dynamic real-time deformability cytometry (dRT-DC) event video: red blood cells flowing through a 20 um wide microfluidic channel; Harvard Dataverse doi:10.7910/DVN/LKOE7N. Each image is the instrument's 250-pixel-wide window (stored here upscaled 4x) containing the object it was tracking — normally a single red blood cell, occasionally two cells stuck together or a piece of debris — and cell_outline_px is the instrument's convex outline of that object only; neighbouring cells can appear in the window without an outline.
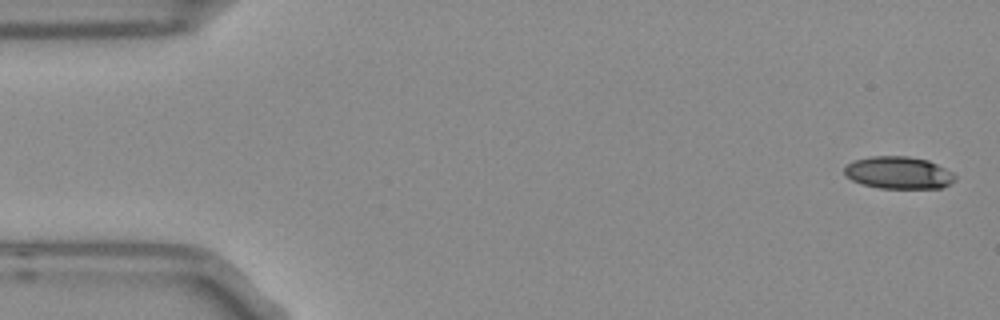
{"species": "Egyptian fruit bat (a non-hibernating species)", "species_latin": "Rousettus aegyptiacus", "temperature_condition": "room temperature", "stored_images_in_passage": 6, "camera_frame_rate_fps": 3000, "um_per_image_px": 0.085, "frame": {"image": 1, "passage_image": 1, "time_ms": 0.0, "image_size_px": [1000, 320], "cell_outline_px": [[956, 180], [952, 184], [940, 188], [880, 188], [860, 184], [844, 176], [844, 168], [852, 160], [872, 156], [908, 156], [928, 160], [952, 172], [956, 176]], "centroid_in_image_um": [76.36, 14.68], "position_along_channel_um": 8.6, "area_um2": 21.04}}
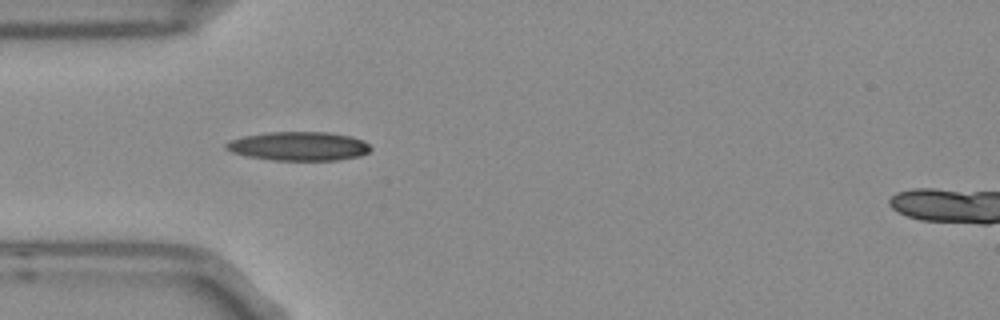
{"frame": {"image": 2, "passage_image": 5, "time_ms": 1.333, "image_size_px": [1000, 320], "cell_outline_px": [[372, 148], [368, 152], [360, 156], [336, 160], [272, 160], [248, 156], [232, 152], [224, 148], [224, 144], [228, 140], [244, 136], [268, 132], [328, 132], [352, 136], [364, 140]], "centroid_in_image_um": [25.39, 12.42], "position_along_channel_um": 59.6, "area_um2": 24.45}}
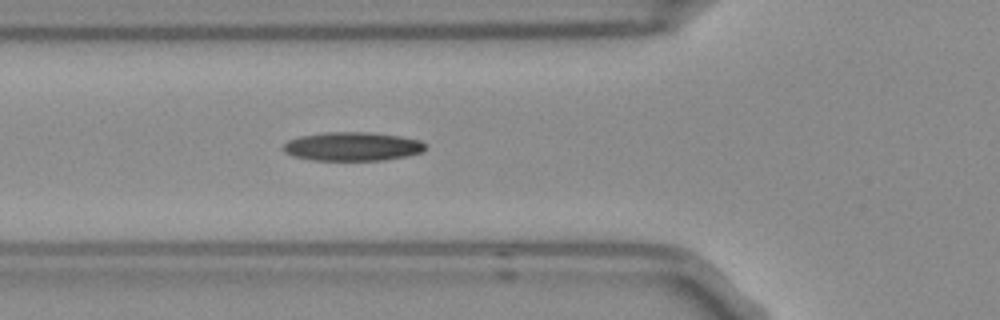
{"frame": {"image": 3, "passage_image": 6, "time_ms": 1.667, "image_size_px": [1000, 320], "cell_outline_px": [[428, 144], [424, 152], [408, 156], [384, 160], [312, 160], [292, 156], [284, 152], [284, 144], [288, 140], [300, 136], [324, 132], [368, 132], [400, 136], [420, 140]], "centroid_in_image_um": [30.0, 12.45], "position_along_channel_um": 95.8, "area_um2": 24.04}}